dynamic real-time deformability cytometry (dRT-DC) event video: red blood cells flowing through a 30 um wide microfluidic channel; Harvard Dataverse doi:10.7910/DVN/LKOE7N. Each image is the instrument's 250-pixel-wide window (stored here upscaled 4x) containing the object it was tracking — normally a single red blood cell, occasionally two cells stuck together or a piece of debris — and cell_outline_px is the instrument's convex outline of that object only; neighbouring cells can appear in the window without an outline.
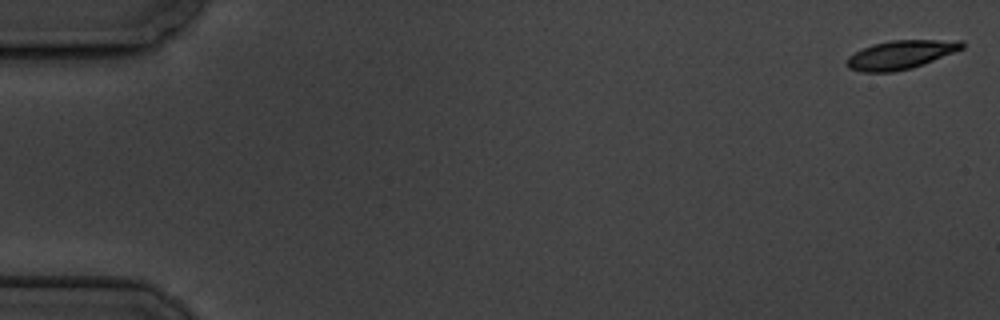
{"species": "common noctule bat (a hibernating species)", "species_latin": "Nyctalus noctula", "temperature_condition": "cold", "stored_images_in_passage": 5, "camera_frame_rate_fps": 3000, "um_per_image_px": 0.085, "animal": {"sex": "male", "body_mass_g": 19.5, "forearm_length_mm": 54.6}, "frame": {"image": 1, "passage_image": 1, "time_ms": 0.0, "image_size_px": [1000, 320], "cell_outline_px": [[964, 48], [912, 68], [892, 72], [860, 72], [848, 68], [844, 64], [844, 60], [848, 56], [872, 44], [892, 40], [964, 40]], "centroid_in_image_um": [76.51, 4.65], "position_along_channel_um": 8.5, "area_um2": 19.31}}
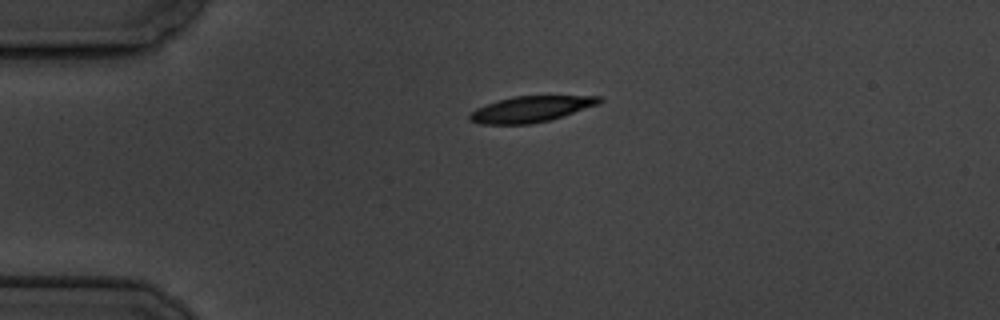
{"frame": {"image": 2, "passage_image": 4, "time_ms": 4.333, "image_size_px": [1000, 320], "cell_outline_px": [[604, 100], [600, 104], [548, 120], [528, 124], [480, 124], [468, 120], [468, 116], [476, 108], [496, 100], [512, 96], [600, 96]], "centroid_in_image_um": [45.1, 9.26], "position_along_channel_um": 39.9, "area_um2": 19.54}}